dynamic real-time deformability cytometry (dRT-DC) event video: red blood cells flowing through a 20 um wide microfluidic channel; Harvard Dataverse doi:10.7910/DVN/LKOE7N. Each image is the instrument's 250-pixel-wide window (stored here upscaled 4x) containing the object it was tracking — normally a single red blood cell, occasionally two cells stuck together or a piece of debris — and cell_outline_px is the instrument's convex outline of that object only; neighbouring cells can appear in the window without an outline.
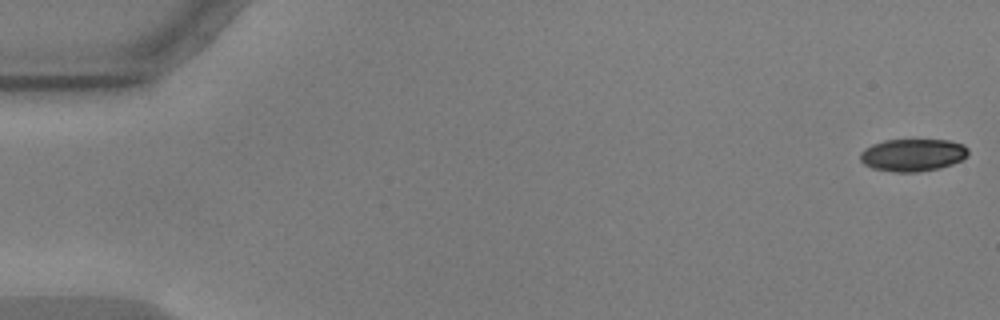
{"species": "common noctule bat (a hibernating species)", "species_latin": "Nyctalus noctula", "temperature_condition": "warm", "stored_images_in_passage": 13, "camera_frame_rate_fps": 3000, "um_per_image_px": 0.085, "animal": {"sex": "male", "body_mass_g": 17.9, "forearm_length_mm": 54.2}, "frame": {"image": 1, "passage_image": 1, "time_ms": 0.0, "image_size_px": [1000, 320], "cell_outline_px": [[968, 156], [952, 164], [940, 168], [920, 172], [896, 172], [872, 168], [864, 164], [860, 160], [860, 152], [864, 148], [872, 144], [884, 140], [948, 140], [964, 144], [968, 148]], "centroid_in_image_um": [77.58, 13.17], "position_along_channel_um": 7.4, "area_um2": 20.58}}